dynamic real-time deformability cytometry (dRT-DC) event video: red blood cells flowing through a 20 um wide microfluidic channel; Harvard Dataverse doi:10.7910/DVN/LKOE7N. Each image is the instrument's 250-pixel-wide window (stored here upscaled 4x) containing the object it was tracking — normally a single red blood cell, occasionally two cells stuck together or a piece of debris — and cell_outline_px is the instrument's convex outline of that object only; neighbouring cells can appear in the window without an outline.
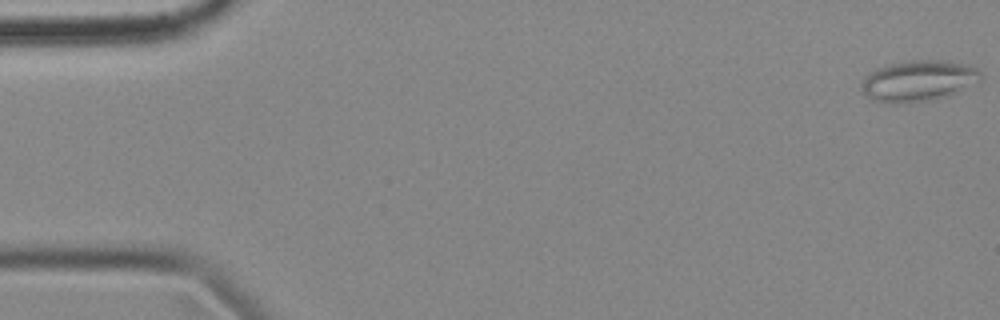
{"species": "common noctule bat (a hibernating species)", "species_latin": "Nyctalus noctula", "temperature_condition": "cold", "stored_images_in_passage": 56, "camera_frame_rate_fps": 3000, "um_per_image_px": 0.085, "animal": {"sex": "female", "body_mass_g": 18.4}, "frame": {"image": 1, "passage_image": 1, "time_ms": 0.0, "image_size_px": [1000, 320], "cell_outline_px": [[984, 76], [980, 80], [948, 96], [932, 100], [900, 104], [896, 104], [872, 100], [860, 88], [860, 84], [864, 76], [868, 72], [876, 68], [888, 64], [912, 60], [944, 60], [976, 68]], "centroid_in_image_um": [78.0, 6.88], "position_along_channel_um": 7.0, "area_um2": 28.55}}
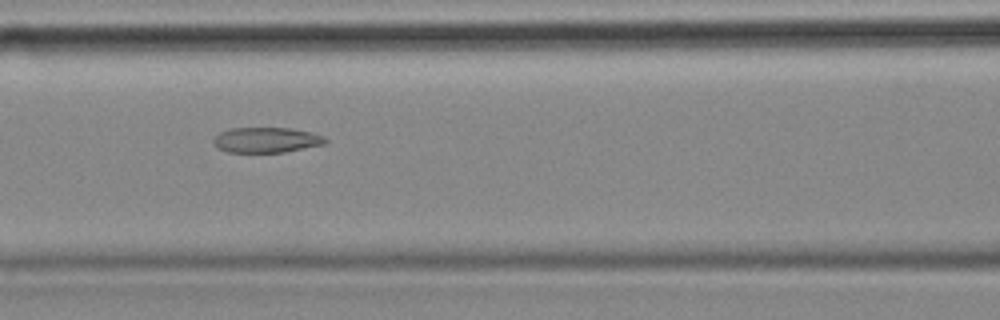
{"frame": {"image": 2, "passage_image": 24, "time_ms": 7.667, "image_size_px": [1000, 320], "cell_outline_px": [[328, 140], [324, 144], [284, 152], [228, 152], [220, 148], [212, 140], [220, 132], [232, 128], [292, 128], [312, 132], [324, 136]], "centroid_in_image_um": [22.69, 11.89], "position_along_channel_um": 143.9, "area_um2": 16.36}}
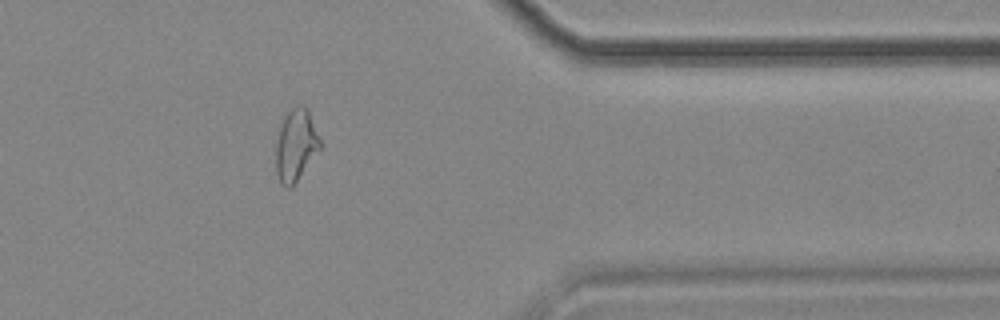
{"frame": {"image": 3, "passage_image": 46, "time_ms": 15.0, "image_size_px": [1000, 320], "cell_outline_px": [[320, 148], [292, 188], [284, 188], [280, 184], [276, 172], [276, 144], [280, 128], [284, 116], [296, 104], [300, 104], [308, 108], [320, 140]], "centroid_in_image_um": [25.13, 12.36], "position_along_channel_um": 386.3, "area_um2": 18.5}, "authors_computed_cell_mechanics": {"area_um2": 19.1607, "velocity_mm_per_s": 3.5565, "shape_relaxation_time_tau1_ms": null, "shape_relaxation_time_tau2_ms": 2.8336, "deformation_change_tau1": null, "deformation_change_tau2": 0.1028}}